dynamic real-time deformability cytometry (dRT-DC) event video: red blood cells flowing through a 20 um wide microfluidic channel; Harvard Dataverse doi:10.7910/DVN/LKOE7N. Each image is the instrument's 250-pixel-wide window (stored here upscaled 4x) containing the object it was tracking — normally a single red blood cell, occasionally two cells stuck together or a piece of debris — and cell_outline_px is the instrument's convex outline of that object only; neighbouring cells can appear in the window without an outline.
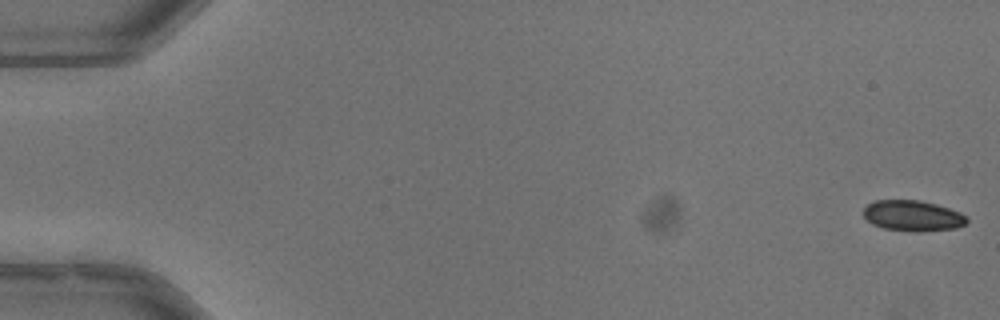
{"species": "common noctule bat (a hibernating species)", "species_latin": "Nyctalus noctula", "temperature_condition": "warm", "stored_images_in_passage": 53, "camera_frame_rate_fps": 3000, "um_per_image_px": 0.085, "animal": {"sex": "male", "body_mass_g": 13.3}, "frame": {"image": 1, "passage_image": 1, "time_ms": 0.0, "image_size_px": [1000, 320], "cell_outline_px": [[968, 220], [964, 224], [956, 228], [920, 232], [912, 232], [884, 228], [872, 224], [864, 216], [864, 208], [868, 204], [876, 200], [920, 200], [936, 204], [960, 212], [968, 216]], "centroid_in_image_um": [77.6, 18.34], "position_along_channel_um": 7.4, "area_um2": 18.55}}
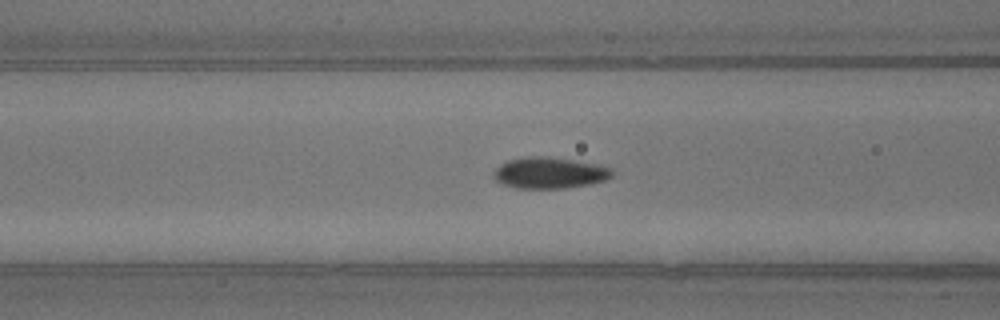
{"frame": {"image": 2, "passage_image": 22, "time_ms": 7.0, "image_size_px": [1000, 320], "cell_outline_px": [[612, 176], [604, 180], [592, 184], [564, 188], [516, 188], [504, 184], [496, 180], [492, 176], [492, 172], [500, 164], [508, 160], [528, 156], [548, 156], [600, 164], [612, 168]], "centroid_in_image_um": [46.71, 14.68], "position_along_channel_um": 119.9, "area_um2": 21.73}}
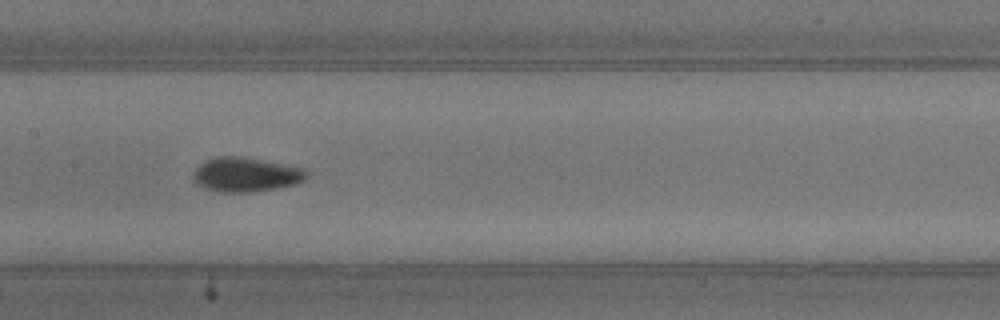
{"frame": {"image": 3, "passage_image": 27, "time_ms": 8.667, "image_size_px": [1000, 320], "cell_outline_px": [[308, 176], [304, 180], [296, 184], [276, 188], [252, 192], [220, 192], [208, 188], [200, 184], [192, 176], [196, 168], [200, 164], [216, 156], [240, 156], [304, 168], [308, 172]], "centroid_in_image_um": [20.94, 14.83], "position_along_channel_um": 186.5, "area_um2": 22.37}, "authors_computed_cell_mechanics": {"area_um2": 20.1144, "velocity_mm_per_s": 3.9861, "shape_relaxation_time_tau1_ms": 4.9901, "shape_relaxation_time_tau2_ms": 1.0483, "deformation_change_tau1": 0.1269, "deformation_change_tau2": 0.0395}}